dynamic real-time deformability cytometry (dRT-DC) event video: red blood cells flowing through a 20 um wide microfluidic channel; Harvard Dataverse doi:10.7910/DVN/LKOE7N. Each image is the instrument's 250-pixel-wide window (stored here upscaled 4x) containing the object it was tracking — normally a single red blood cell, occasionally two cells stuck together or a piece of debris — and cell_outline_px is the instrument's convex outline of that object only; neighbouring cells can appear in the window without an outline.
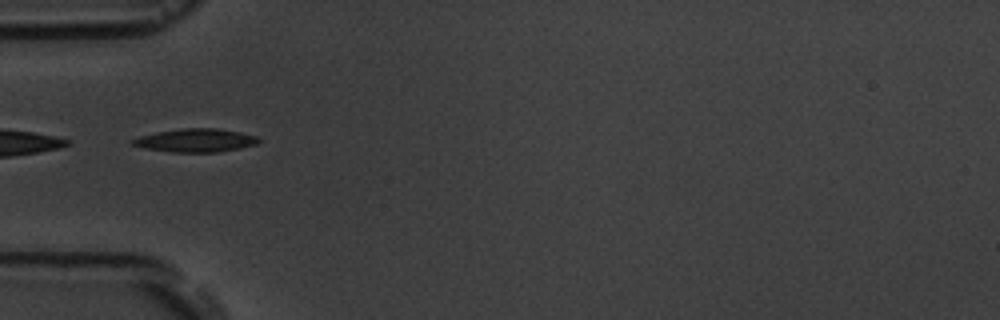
{"species": "common noctule bat (a hibernating species)", "species_latin": "Nyctalus noctula", "temperature_condition": "room temperature", "stored_images_in_passage": 8, "segment_of_instrument_passage": [2, 2], "camera_frame_rate_fps": 3000, "um_per_image_px": 0.085, "animal": {"sex": "male", "body_mass_g": 19.5, "forearm_length_mm": 54.6}, "frame": {"image": 1, "passage_image": 6, "time_ms": 5.667, "image_size_px": [1000, 320], "cell_outline_px": [[260, 140], [256, 144], [240, 148], [216, 152], [172, 152], [144, 148], [132, 144], [132, 140], [140, 136], [156, 132], [180, 128], [216, 128], [240, 132], [256, 136]], "centroid_in_image_um": [16.63, 11.92], "position_along_channel_um": 68.4, "area_um2": 16.99}}
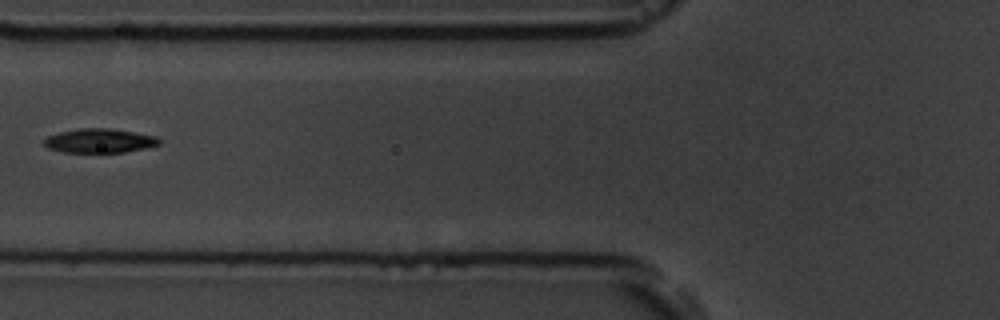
{"frame": {"image": 2, "passage_image": 7, "time_ms": 7.0, "image_size_px": [1000, 320], "cell_outline_px": [[164, 140], [160, 144], [144, 148], [124, 152], [64, 152], [48, 148], [44, 144], [44, 140], [48, 136], [60, 132], [80, 128], [108, 128], [156, 136]], "centroid_in_image_um": [8.49, 11.96], "position_along_channel_um": 117.3, "area_um2": 16.07}}
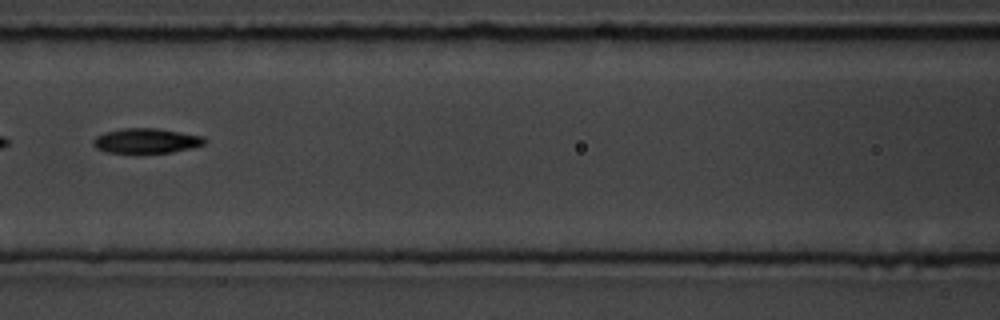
{"frame": {"image": 3, "passage_image": 8, "time_ms": 8.0, "image_size_px": [1000, 320], "cell_outline_px": [[208, 140], [204, 144], [192, 148], [172, 152], [140, 156], [136, 156], [108, 152], [96, 148], [92, 144], [92, 140], [96, 136], [104, 132], [124, 128], [156, 128], [204, 136]], "centroid_in_image_um": [12.41, 12.02], "position_along_channel_um": 154.2, "area_um2": 17.05}}